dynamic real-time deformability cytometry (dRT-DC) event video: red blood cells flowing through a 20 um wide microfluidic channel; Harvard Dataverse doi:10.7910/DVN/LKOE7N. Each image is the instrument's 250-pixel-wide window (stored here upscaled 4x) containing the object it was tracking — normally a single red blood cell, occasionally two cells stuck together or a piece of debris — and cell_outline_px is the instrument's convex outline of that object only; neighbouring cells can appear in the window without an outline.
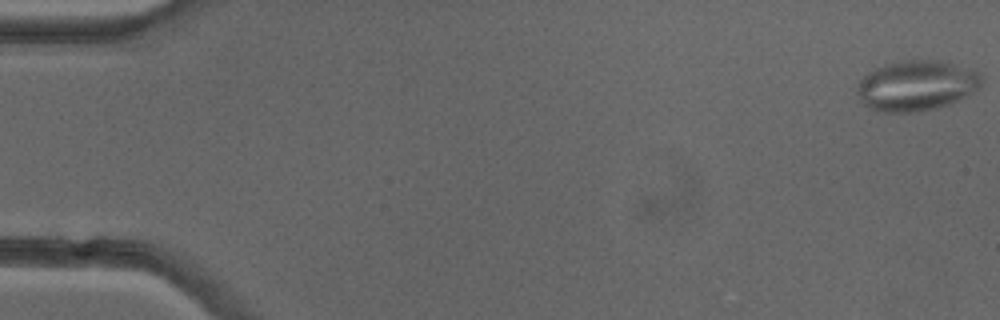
{"species": "common noctule bat (a hibernating species)", "species_latin": "Nyctalus noctula", "temperature_condition": "cold", "stored_images_in_passage": 52, "camera_frame_rate_fps": 3000, "um_per_image_px": 0.085, "animal": {"sex": "female"}, "frame": {"image": 1, "passage_image": 1, "time_ms": 0.0, "image_size_px": [1000, 320], "cell_outline_px": [[984, 80], [980, 88], [948, 104], [936, 108], [912, 112], [880, 112], [864, 104], [860, 100], [856, 92], [856, 84], [868, 72], [884, 64], [904, 60], [940, 60], [976, 68], [980, 72]], "centroid_in_image_um": [77.93, 7.25], "position_along_channel_um": 7.1, "area_um2": 36.93}}
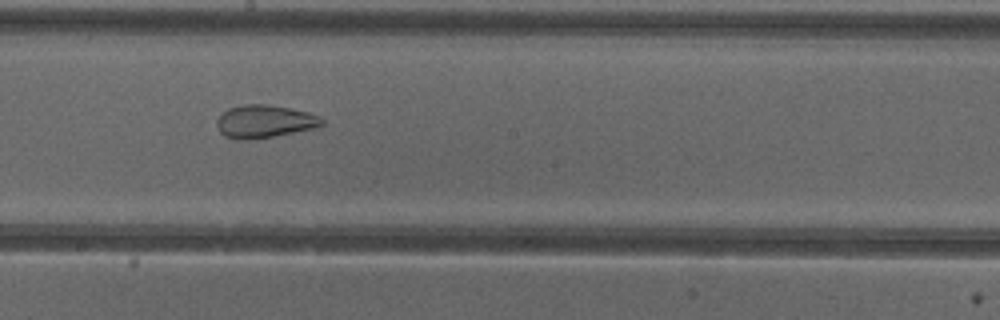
{"frame": {"image": 2, "passage_image": 29, "time_ms": 9.333, "image_size_px": [1000, 320], "cell_outline_px": [[324, 124], [320, 128], [276, 136], [240, 140], [224, 136], [220, 132], [216, 124], [216, 120], [228, 108], [244, 104], [268, 104], [292, 108], [308, 112], [320, 116], [324, 120]], "centroid_in_image_um": [22.55, 10.32], "position_along_channel_um": 225.7, "area_um2": 20.46}}
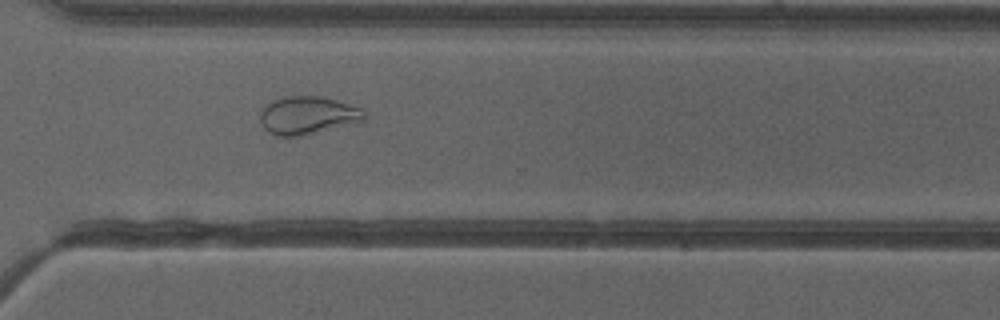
{"frame": {"image": 3, "passage_image": 38, "time_ms": 12.333, "image_size_px": [1000, 320], "cell_outline_px": [[364, 120], [300, 136], [276, 136], [268, 132], [264, 128], [260, 120], [260, 112], [272, 100], [284, 96], [320, 96], [336, 100], [360, 108], [364, 112]], "centroid_in_image_um": [26.09, 9.8], "position_along_channel_um": 344.5, "area_um2": 22.66}, "authors_computed_cell_mechanics": {"area_um2": 27.9463, "velocity_mm_per_s": 3.9864, "shape_relaxation_time_tau1_ms": null, "shape_relaxation_time_tau2_ms": 1.4937, "deformation_change_tau1": null, "deformation_change_tau2": 0.081}}